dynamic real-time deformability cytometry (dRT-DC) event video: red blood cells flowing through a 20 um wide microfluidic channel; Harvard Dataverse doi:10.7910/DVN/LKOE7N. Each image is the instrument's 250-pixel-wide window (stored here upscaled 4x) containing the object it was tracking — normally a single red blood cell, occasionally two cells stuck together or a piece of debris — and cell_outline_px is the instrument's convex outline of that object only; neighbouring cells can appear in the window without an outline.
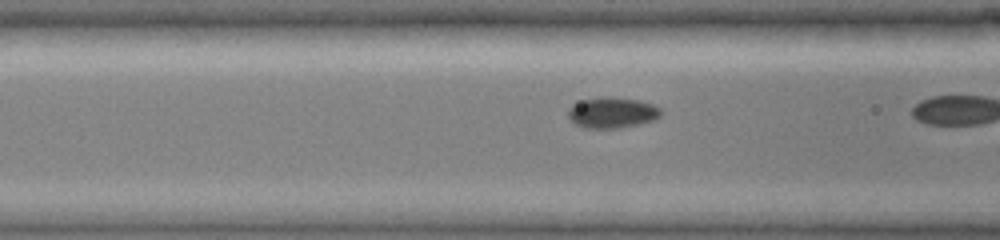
{"species": "common noctule bat (a hibernating species)", "species_latin": "Nyctalus noctula", "temperature_condition": "cold", "stored_images_in_passage": 37, "camera_frame_rate_fps": 3000, "um_per_image_px": 0.085, "animal": {"sex": "female", "body_mass_g": 19.0, "forearm_length_mm": 51.5}, "frame": {"image": 1, "passage_image": 15, "time_ms": 4.667, "image_size_px": [1000, 240], "cell_outline_px": [[664, 112], [656, 120], [640, 124], [620, 128], [584, 128], [576, 124], [568, 116], [568, 108], [580, 100], [600, 96], [608, 96], [640, 100], [652, 104], [660, 108]], "centroid_in_image_um": [52.06, 9.56], "position_along_channel_um": 114.5, "area_um2": 16.99}}
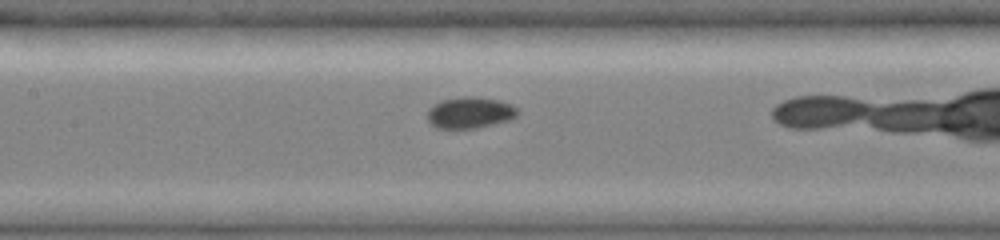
{"frame": {"image": 2, "passage_image": 19, "time_ms": 6.0, "image_size_px": [1000, 240], "cell_outline_px": [[520, 112], [516, 116], [508, 120], [476, 128], [436, 128], [428, 120], [428, 112], [440, 100], [460, 96], [472, 96], [496, 100], [512, 104]], "centroid_in_image_um": [39.96, 9.57], "position_along_channel_um": 167.4, "area_um2": 16.24}}
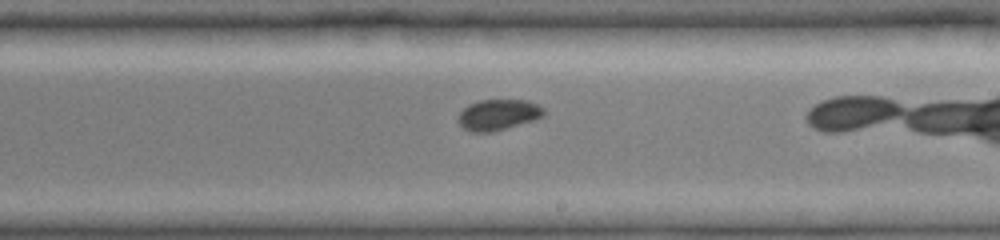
{"frame": {"image": 3, "passage_image": 25, "time_ms": 8.0, "image_size_px": [1000, 240], "cell_outline_px": [[544, 116], [536, 120], [492, 132], [472, 132], [464, 128], [456, 120], [456, 116], [468, 104], [480, 100], [528, 100], [544, 108]], "centroid_in_image_um": [42.34, 9.75], "position_along_channel_um": 246.7, "area_um2": 15.55}}